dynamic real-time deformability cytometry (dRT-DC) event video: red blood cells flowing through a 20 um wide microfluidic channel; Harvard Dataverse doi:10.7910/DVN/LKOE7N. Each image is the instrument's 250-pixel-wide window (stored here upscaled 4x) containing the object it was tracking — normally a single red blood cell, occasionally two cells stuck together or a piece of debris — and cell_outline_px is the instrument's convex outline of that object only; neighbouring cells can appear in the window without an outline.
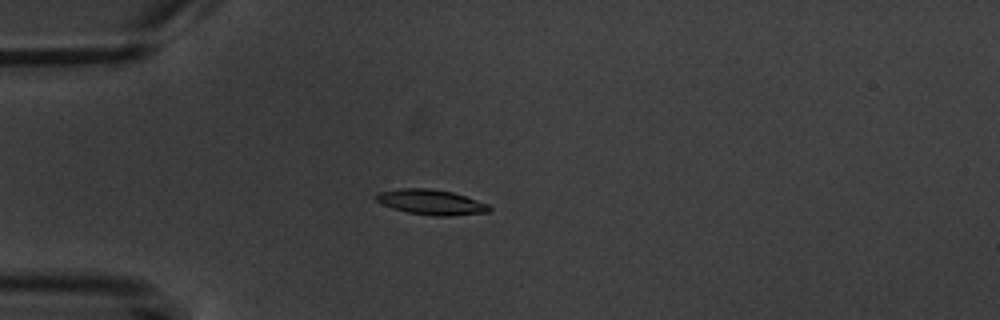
{"species": "common noctule bat (a hibernating species)", "species_latin": "Nyctalus noctula", "temperature_condition": "warm", "stored_images_in_passage": 6, "camera_frame_rate_fps": 3000, "um_per_image_px": 0.085, "animal": {"sex": "male", "body_mass_g": 20.1, "forearm_length_mm": 53.5}, "frame": {"image": 1, "passage_image": 4, "time_ms": 3.667, "image_size_px": [1000, 320], "cell_outline_px": [[492, 208], [488, 212], [452, 216], [432, 216], [408, 212], [392, 208], [376, 200], [372, 196], [376, 192], [400, 188], [432, 188], [452, 192], [488, 204]], "centroid_in_image_um": [36.61, 17.17], "position_along_channel_um": 48.4, "area_um2": 16.7}}